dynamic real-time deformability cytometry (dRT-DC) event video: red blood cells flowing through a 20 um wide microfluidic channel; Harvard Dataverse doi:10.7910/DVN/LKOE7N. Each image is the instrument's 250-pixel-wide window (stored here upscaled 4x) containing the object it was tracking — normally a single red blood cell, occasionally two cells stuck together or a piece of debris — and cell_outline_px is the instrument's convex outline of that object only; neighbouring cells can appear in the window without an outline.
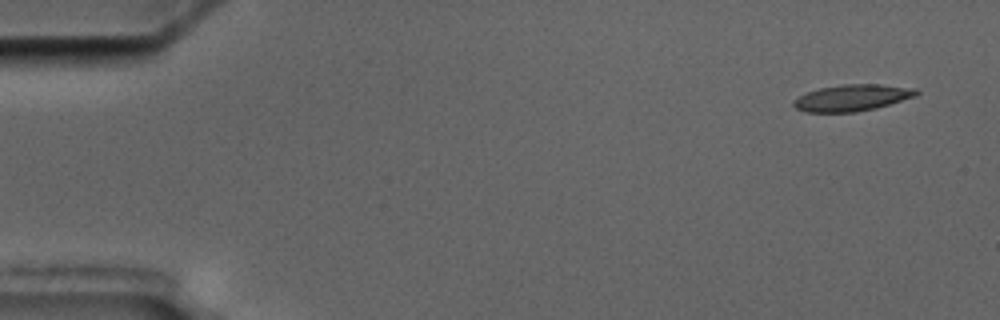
{"species": "common noctule bat (a hibernating species)", "species_latin": "Nyctalus noctula", "temperature_condition": "cold", "stored_images_in_passage": 10, "camera_frame_rate_fps": 3000, "um_per_image_px": 0.085, "animal": {"sex": "male", "body_mass_g": 17.5, "forearm_length_mm": 52.3}, "frame": {"image": 1, "passage_image": 1, "time_ms": 0.0, "image_size_px": [1000, 320], "cell_outline_px": [[920, 92], [916, 96], [876, 108], [856, 112], [804, 112], [796, 108], [792, 104], [792, 100], [808, 92], [820, 88], [840, 84], [880, 84], [916, 88]], "centroid_in_image_um": [72.44, 8.31], "position_along_channel_um": 12.6, "area_um2": 19.02}}
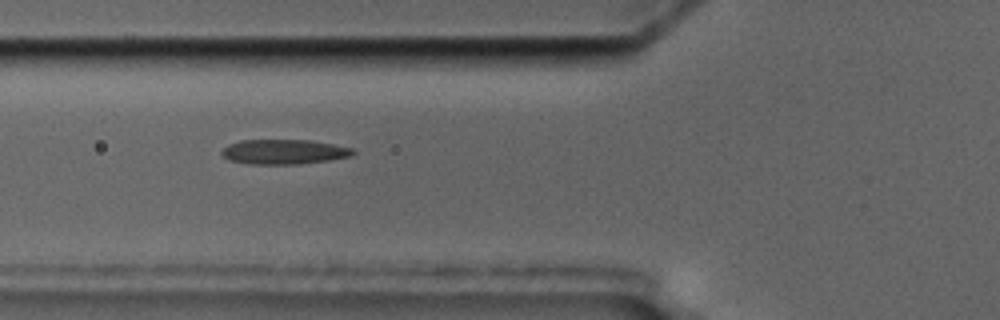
{"frame": {"image": 2, "passage_image": 5, "time_ms": 6.0, "image_size_px": [1000, 320], "cell_outline_px": [[356, 152], [352, 156], [328, 160], [296, 164], [248, 164], [232, 160], [224, 156], [220, 152], [228, 144], [240, 140], [312, 140], [352, 148]], "centroid_in_image_um": [24.14, 12.89], "position_along_channel_um": 101.7, "area_um2": 18.84}}
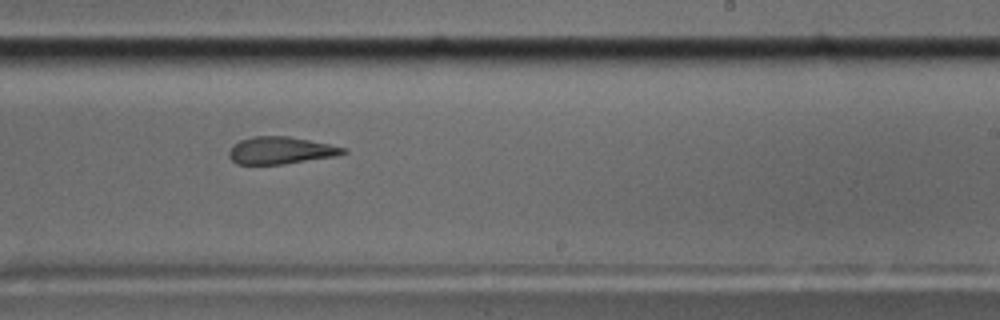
{"frame": {"image": 3, "passage_image": 9, "time_ms": 10.667, "image_size_px": [1000, 320], "cell_outline_px": [[348, 152], [336, 156], [284, 164], [236, 164], [228, 156], [228, 152], [232, 144], [240, 140], [252, 136], [288, 136], [348, 148]], "centroid_in_image_um": [23.84, 12.78], "position_along_channel_um": 265.2, "area_um2": 18.21}}